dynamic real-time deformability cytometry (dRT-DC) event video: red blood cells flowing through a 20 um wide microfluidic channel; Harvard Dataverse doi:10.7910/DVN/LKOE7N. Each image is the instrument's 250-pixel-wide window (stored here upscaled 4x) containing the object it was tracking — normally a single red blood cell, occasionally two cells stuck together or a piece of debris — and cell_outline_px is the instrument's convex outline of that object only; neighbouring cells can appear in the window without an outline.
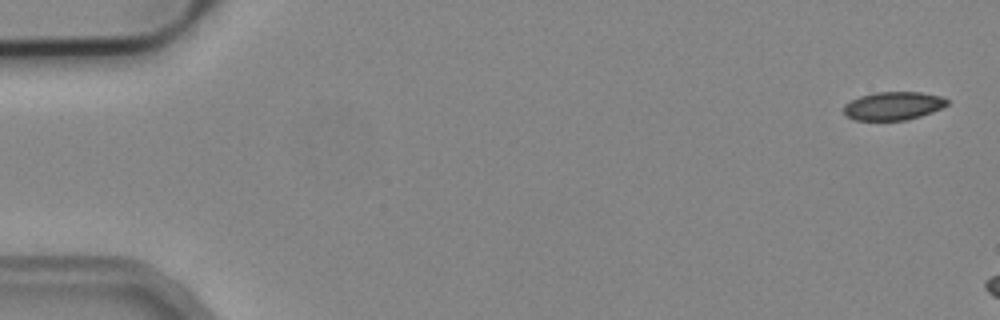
{"species": "common noctule bat (a hibernating species)", "species_latin": "Nyctalus noctula", "temperature_condition": "cold", "stored_images_in_passage": 8, "camera_frame_rate_fps": 3000, "um_per_image_px": 0.085, "animal": {"sex": "male", "body_mass_g": 19.2, "forearm_length_mm": 51.8}, "frame": {"image": 1, "passage_image": 1, "time_ms": 0.0, "image_size_px": [1000, 320], "cell_outline_px": [[948, 104], [932, 112], [920, 116], [904, 120], [856, 120], [848, 116], [844, 112], [844, 104], [860, 96], [876, 92], [920, 92], [940, 96], [948, 100]], "centroid_in_image_um": [75.92, 8.99], "position_along_channel_um": 9.1, "area_um2": 16.82}}